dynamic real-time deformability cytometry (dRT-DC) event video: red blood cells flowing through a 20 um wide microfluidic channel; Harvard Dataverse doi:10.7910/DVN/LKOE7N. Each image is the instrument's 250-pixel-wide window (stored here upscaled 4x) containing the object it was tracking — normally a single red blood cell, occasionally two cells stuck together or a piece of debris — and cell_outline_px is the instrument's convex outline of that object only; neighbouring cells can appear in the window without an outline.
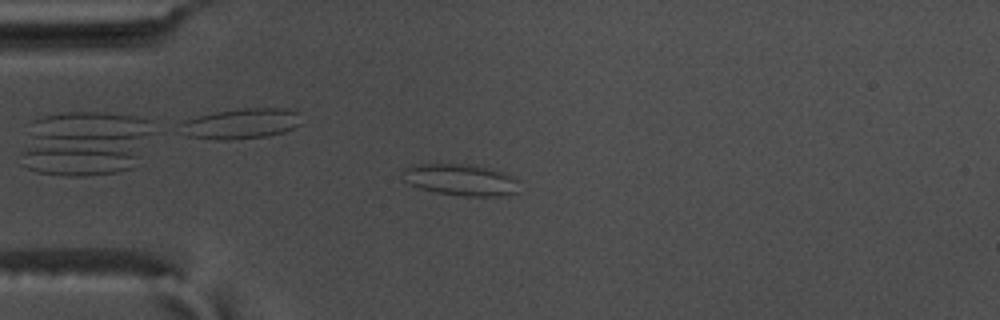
{"species": "common noctule bat (a hibernating species)", "species_latin": "Nyctalus noctula", "temperature_condition": "warm", "stored_images_in_passage": 42, "camera_frame_rate_fps": 3000, "um_per_image_px": 0.085, "animal": {"sex": "male", "body_mass_g": 17.5, "forearm_length_mm": 52.3}, "frame": {"image": 1, "passage_image": 2, "time_ms": 0.333, "image_size_px": [1000, 320], "cell_outline_px": [[516, 192], [504, 196], [464, 196], [436, 192], [420, 188], [408, 184], [404, 180], [400, 172], [400, 168], [412, 164], [468, 164], [488, 168], [504, 172], [512, 176], [516, 180]], "centroid_in_image_um": [39.06, 15.27], "position_along_channel_um": 45.9, "area_um2": 21.56}}
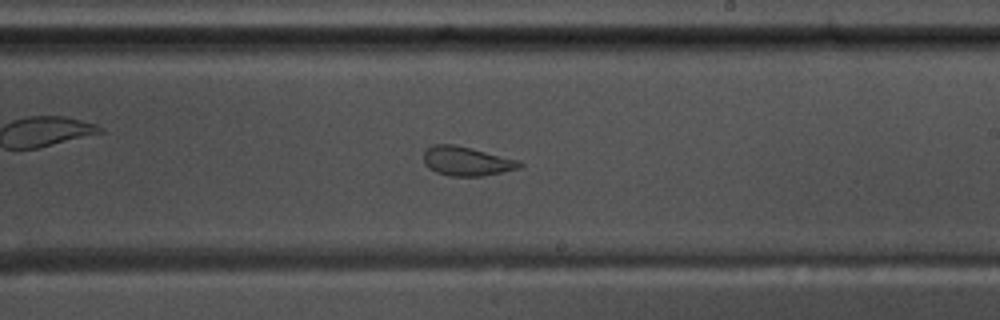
{"frame": {"image": 2, "passage_image": 20, "time_ms": 6.333, "image_size_px": [1000, 320], "cell_outline_px": [[524, 164], [520, 168], [480, 176], [452, 176], [436, 172], [428, 168], [424, 164], [424, 152], [432, 144], [456, 144], [520, 160]], "centroid_in_image_um": [39.66, 13.69], "position_along_channel_um": 249.3, "area_um2": 16.36}}
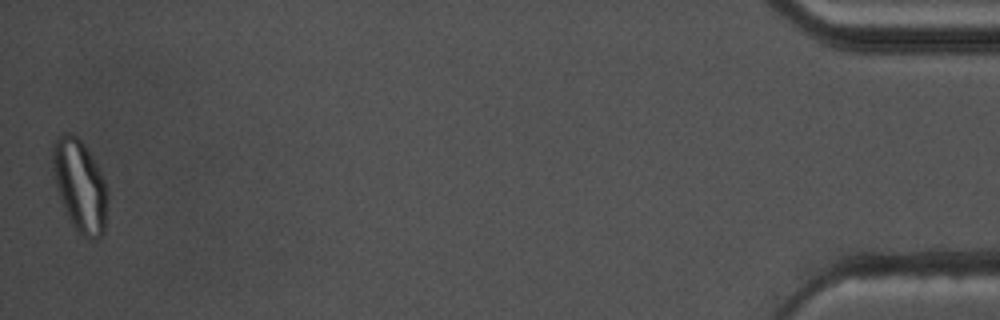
{"frame": {"image": 3, "passage_image": 42, "time_ms": 13.667, "image_size_px": [1000, 320], "cell_outline_px": [[108, 196], [104, 232], [100, 236], [92, 240], [88, 240], [76, 232], [68, 220], [60, 200], [52, 168], [52, 140], [56, 136], [64, 132], [72, 132], [84, 144], [96, 164], [104, 180]], "centroid_in_image_um": [6.76, 15.79], "position_along_channel_um": 428.4, "area_um2": 29.88}, "authors_computed_cell_mechanics": {"area_um2": 18.1203, "velocity_mm_per_s": 3.7076, "shape_relaxation_time_tau1_ms": null, "shape_relaxation_time_tau2_ms": 1.2535, "deformation_change_tau1": null, "deformation_change_tau2": 0.0749}}